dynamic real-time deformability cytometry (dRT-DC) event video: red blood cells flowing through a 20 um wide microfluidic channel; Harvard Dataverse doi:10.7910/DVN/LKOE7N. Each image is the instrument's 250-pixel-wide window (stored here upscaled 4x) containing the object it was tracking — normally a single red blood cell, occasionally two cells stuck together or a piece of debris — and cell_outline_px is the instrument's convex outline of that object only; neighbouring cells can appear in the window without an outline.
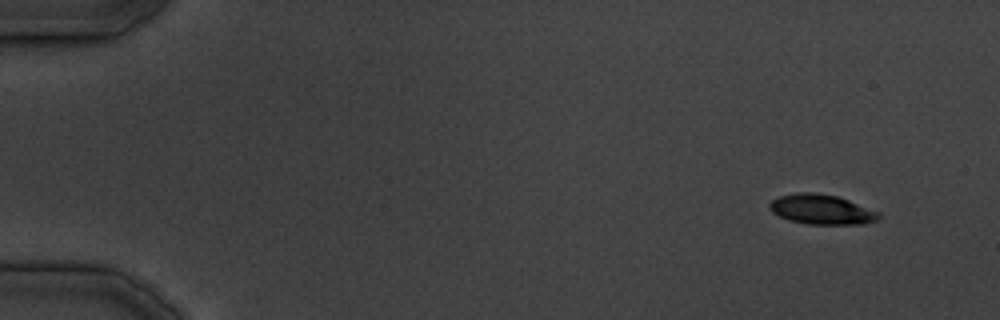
{"species": "common noctule bat (a hibernating species)", "species_latin": "Nyctalus noctula", "temperature_condition": "cold", "stored_images_in_passage": 9, "camera_frame_rate_fps": 3000, "um_per_image_px": 0.085, "animal": {"sex": "male", "body_mass_g": 19.5, "forearm_length_mm": 54.6}, "frame": {"image": 1, "passage_image": 1, "time_ms": 0.0, "image_size_px": [1000, 320], "cell_outline_px": [[880, 216], [876, 220], [864, 224], [804, 224], [788, 220], [772, 212], [768, 208], [768, 204], [772, 200], [780, 196], [800, 192], [816, 192], [836, 196], [848, 200], [880, 212]], "centroid_in_image_um": [69.81, 17.81], "position_along_channel_um": 15.2, "area_um2": 19.02}}